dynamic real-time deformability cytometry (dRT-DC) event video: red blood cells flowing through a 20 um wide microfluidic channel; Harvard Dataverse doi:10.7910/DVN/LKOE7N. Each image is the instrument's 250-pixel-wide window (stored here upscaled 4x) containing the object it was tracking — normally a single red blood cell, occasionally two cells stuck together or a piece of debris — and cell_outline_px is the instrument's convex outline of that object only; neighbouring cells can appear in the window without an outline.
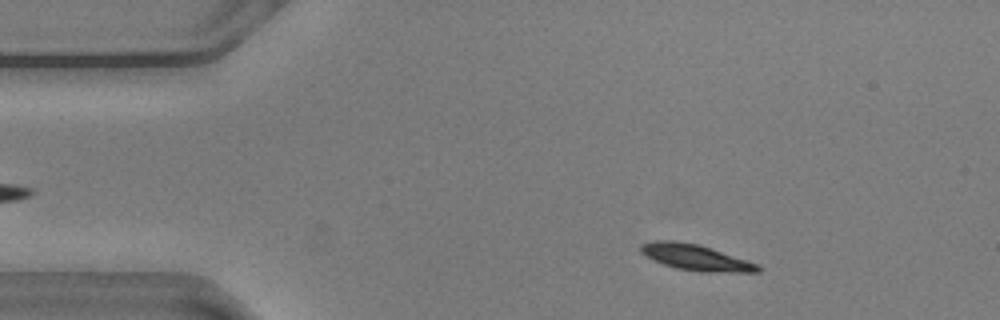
{"species": "common noctule bat (a hibernating species)", "species_latin": "Nyctalus noctula", "temperature_condition": "warm", "stored_images_in_passage": 54, "camera_frame_rate_fps": 3000, "um_per_image_px": 0.085, "animal": {"sex": "male", "body_mass_g": 20.5, "forearm_length_mm": 52.5}, "frame": {"image": 1, "passage_image": 7, "time_ms": 2.0, "image_size_px": [1000, 320], "cell_outline_px": [[760, 272], [700, 272], [676, 268], [652, 260], [640, 252], [640, 244], [656, 240], [676, 240], [700, 244], [760, 264]], "centroid_in_image_um": [59.14, 21.87], "position_along_channel_um": 25.9, "area_um2": 17.98}}
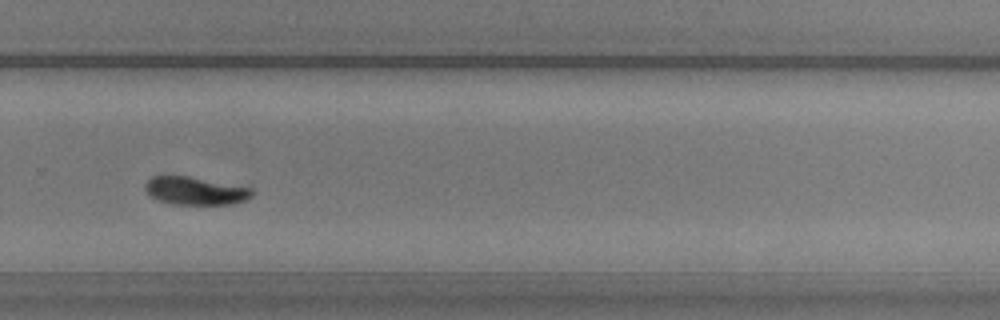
{"frame": {"image": 2, "passage_image": 36, "time_ms": 11.667, "image_size_px": [1000, 320], "cell_outline_px": [[252, 196], [244, 200], [232, 204], [172, 204], [156, 200], [144, 188], [144, 184], [152, 176], [188, 176], [252, 188]], "centroid_in_image_um": [16.57, 16.22], "position_along_channel_um": 313.2, "area_um2": 17.22}}
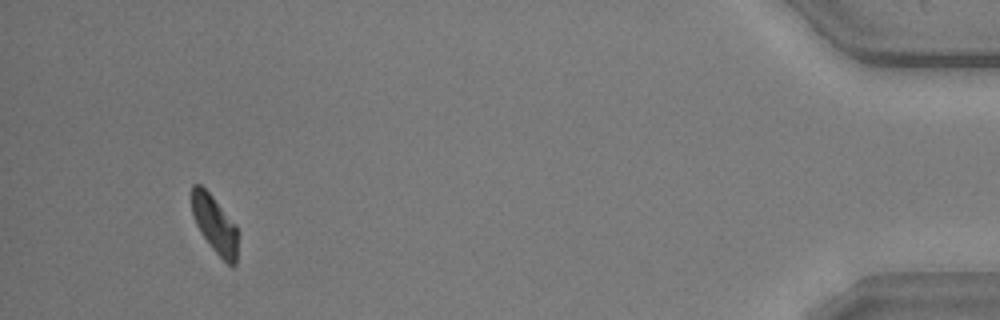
{"frame": {"image": 3, "passage_image": 51, "time_ms": 16.667, "image_size_px": [1000, 320], "cell_outline_px": [[240, 232], [236, 264], [232, 268], [212, 248], [200, 232], [196, 224], [192, 212], [192, 184], [200, 184], [212, 196], [236, 224]], "centroid_in_image_um": [18.31, 19.12], "position_along_channel_um": 416.9, "area_um2": 15.72}, "authors_computed_cell_mechanics": {"area_um2": 17.4556, "velocity_mm_per_s": 3.5707, "shape_relaxation_time_tau1_ms": 1.5599, "shape_relaxation_time_tau2_ms": null, "deformation_change_tau1": 0.0953, "deformation_change_tau2": null}}